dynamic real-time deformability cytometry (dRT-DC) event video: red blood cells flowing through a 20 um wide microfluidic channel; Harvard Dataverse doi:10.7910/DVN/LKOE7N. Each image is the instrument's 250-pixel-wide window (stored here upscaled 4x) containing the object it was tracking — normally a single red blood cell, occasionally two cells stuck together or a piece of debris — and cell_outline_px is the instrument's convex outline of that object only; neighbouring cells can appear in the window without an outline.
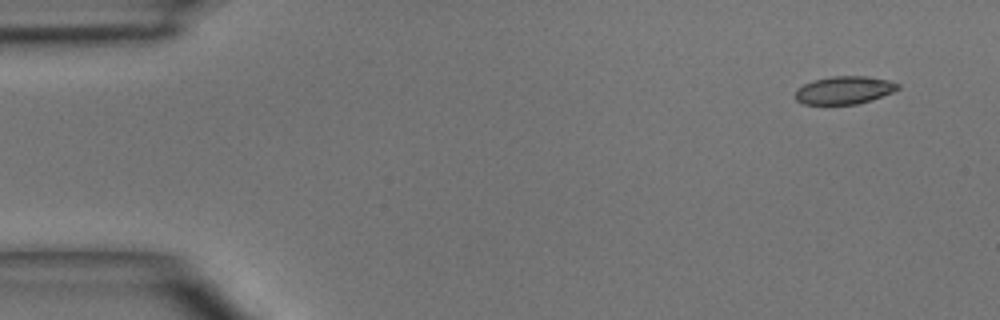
{"species": "common noctule bat (a hibernating species)", "species_latin": "Nyctalus noctula", "temperature_condition": "room temperature", "stored_images_in_passage": 4, "camera_frame_rate_fps": 3000, "um_per_image_px": 0.085, "animal": {"sex": "male", "body_mass_g": 15.6}, "frame": {"image": 1, "passage_image": 1, "time_ms": 0.0, "image_size_px": [1000, 320], "cell_outline_px": [[900, 88], [892, 92], [872, 100], [856, 104], [804, 104], [796, 100], [796, 88], [812, 80], [832, 76], [864, 76], [888, 80], [900, 84]], "centroid_in_image_um": [71.75, 7.66], "position_along_channel_um": 13.2, "area_um2": 16.65}}
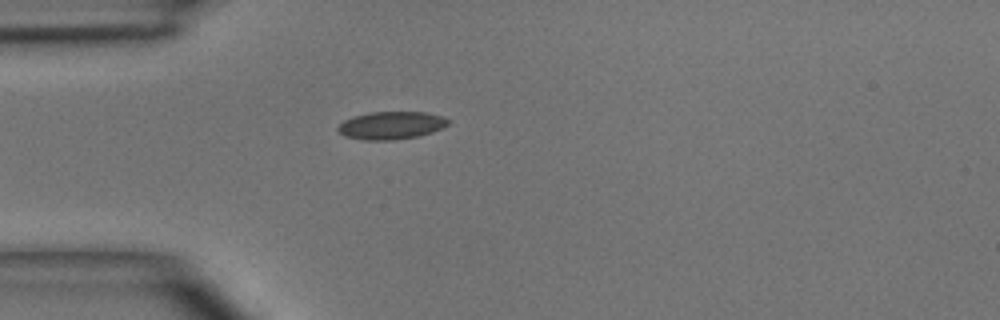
{"frame": {"image": 2, "passage_image": 4, "time_ms": 3.333, "image_size_px": [1000, 320], "cell_outline_px": [[452, 120], [444, 128], [420, 136], [392, 140], [364, 140], [344, 136], [336, 128], [344, 120], [352, 116], [372, 112], [424, 112], [444, 116]], "centroid_in_image_um": [33.29, 10.65], "position_along_channel_um": 51.7, "area_um2": 18.03}}